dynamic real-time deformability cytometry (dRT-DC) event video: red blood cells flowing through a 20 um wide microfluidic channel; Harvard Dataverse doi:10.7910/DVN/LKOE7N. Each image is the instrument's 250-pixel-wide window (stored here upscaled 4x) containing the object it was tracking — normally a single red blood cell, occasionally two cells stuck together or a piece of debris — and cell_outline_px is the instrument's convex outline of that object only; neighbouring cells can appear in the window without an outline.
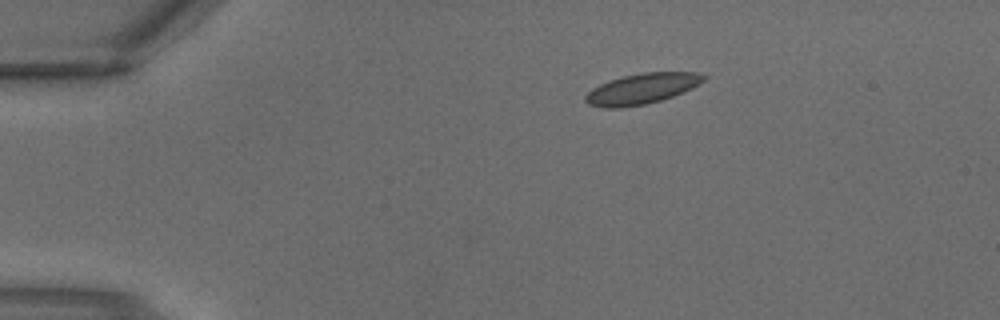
{"species": "common noctule bat (a hibernating species)", "species_latin": "Nyctalus noctula", "temperature_condition": "warm", "stored_images_in_passage": 2, "camera_frame_rate_fps": 3000, "um_per_image_px": 0.085, "animal": {"sex": "male", "body_mass_g": 18.8}, "frame": {"image": 1, "passage_image": 2, "time_ms": 0.333, "image_size_px": [1000, 320], "cell_outline_px": [[708, 76], [704, 80], [692, 88], [672, 96], [660, 100], [644, 104], [620, 108], [600, 108], [588, 104], [584, 100], [584, 96], [592, 88], [608, 80], [640, 72], [700, 72]], "centroid_in_image_um": [54.53, 7.53], "position_along_channel_um": 30.5, "area_um2": 21.15}}